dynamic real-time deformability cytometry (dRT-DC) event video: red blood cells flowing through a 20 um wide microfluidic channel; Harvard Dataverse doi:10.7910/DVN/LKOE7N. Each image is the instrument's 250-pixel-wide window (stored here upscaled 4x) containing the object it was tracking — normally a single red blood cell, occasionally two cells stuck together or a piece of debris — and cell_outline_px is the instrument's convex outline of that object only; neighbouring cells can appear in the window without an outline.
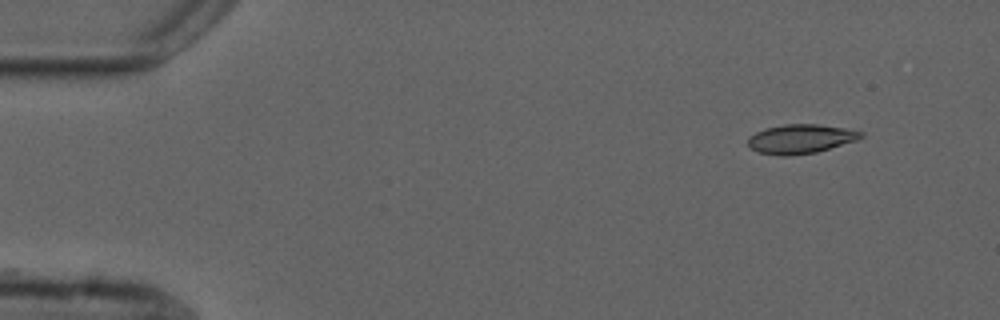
{"species": "common noctule bat (a hibernating species)", "species_latin": "Nyctalus noctula", "temperature_condition": "cold", "stored_images_in_passage": 50, "camera_frame_rate_fps": 3000, "um_per_image_px": 0.085, "animal": {"sex": "male", "forearm_length_mm": 52.5}, "frame": {"image": 1, "passage_image": 1, "time_ms": 0.0, "image_size_px": [1000, 320], "cell_outline_px": [[864, 136], [856, 140], [816, 152], [788, 156], [780, 156], [756, 152], [748, 144], [748, 136], [764, 128], [784, 124], [816, 124], [844, 128], [864, 132]], "centroid_in_image_um": [68.02, 11.8], "position_along_channel_um": 17.0, "area_um2": 19.19}}
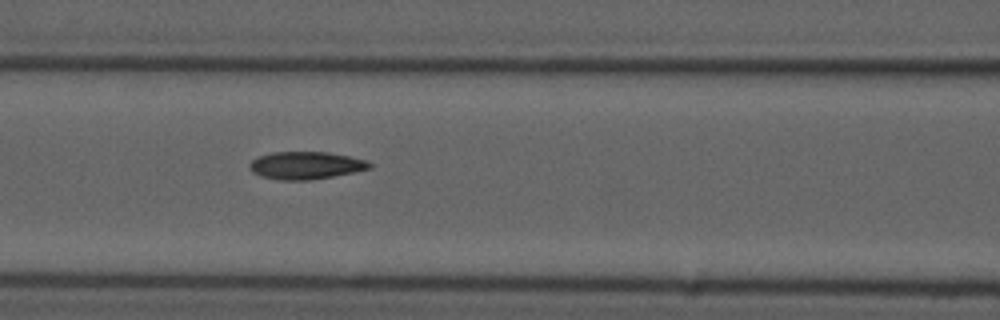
{"frame": {"image": 2, "passage_image": 19, "time_ms": 6.0, "image_size_px": [1000, 320], "cell_outline_px": [[372, 168], [332, 176], [308, 180], [280, 180], [260, 176], [252, 172], [248, 168], [248, 164], [256, 156], [272, 152], [328, 152], [348, 156], [364, 160], [372, 164]], "centroid_in_image_um": [25.92, 14.05], "position_along_channel_um": 140.7, "area_um2": 19.25}}
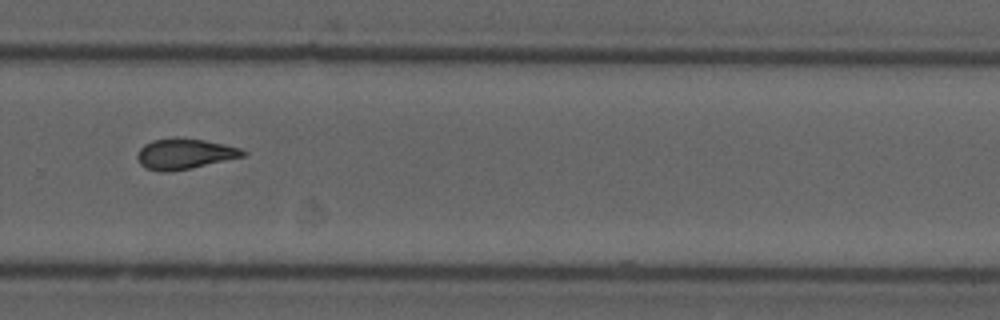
{"frame": {"image": 3, "passage_image": 33, "time_ms": 10.667, "image_size_px": [1000, 320], "cell_outline_px": [[248, 152], [244, 156], [192, 168], [168, 172], [160, 172], [144, 168], [140, 164], [136, 156], [140, 148], [144, 144], [152, 140], [176, 136], [204, 140], [224, 144], [240, 148]], "centroid_in_image_um": [15.65, 13.07], "position_along_channel_um": 314.1, "area_um2": 19.07}, "authors_computed_cell_mechanics": {"area_um2": 18.785, "velocity_mm_per_s": 3.7239, "shape_relaxation_time_tau1_ms": 7.1219, "shape_relaxation_time_tau2_ms": 3.0373, "deformation_change_tau1": 0.1742, "deformation_change_tau2": 0.0954}}